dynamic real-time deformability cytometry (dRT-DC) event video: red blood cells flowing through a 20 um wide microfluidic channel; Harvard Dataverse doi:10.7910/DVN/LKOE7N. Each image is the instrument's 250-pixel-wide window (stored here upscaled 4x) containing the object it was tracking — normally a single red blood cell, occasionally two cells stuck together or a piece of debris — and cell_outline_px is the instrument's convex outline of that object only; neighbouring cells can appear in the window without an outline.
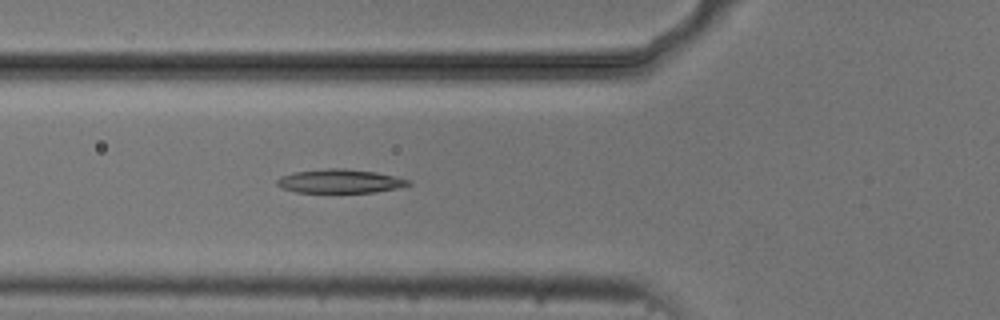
{"species": "common noctule bat (a hibernating species)", "species_latin": "Nyctalus noctula", "temperature_condition": "cold", "stored_images_in_passage": 6, "camera_frame_rate_fps": 3000, "um_per_image_px": 0.085, "animal": {"sex": "male", "body_mass_g": 20.5, "forearm_length_mm": 52.5}, "frame": {"image": 1, "passage_image": 6, "time_ms": 5.667, "image_size_px": [1000, 320], "cell_outline_px": [[412, 184], [400, 188], [376, 192], [296, 192], [284, 188], [276, 184], [276, 180], [280, 176], [292, 172], [328, 168], [344, 168], [376, 172], [396, 176], [412, 180]], "centroid_in_image_um": [28.94, 15.39], "position_along_channel_um": 96.9, "area_um2": 18.38}}